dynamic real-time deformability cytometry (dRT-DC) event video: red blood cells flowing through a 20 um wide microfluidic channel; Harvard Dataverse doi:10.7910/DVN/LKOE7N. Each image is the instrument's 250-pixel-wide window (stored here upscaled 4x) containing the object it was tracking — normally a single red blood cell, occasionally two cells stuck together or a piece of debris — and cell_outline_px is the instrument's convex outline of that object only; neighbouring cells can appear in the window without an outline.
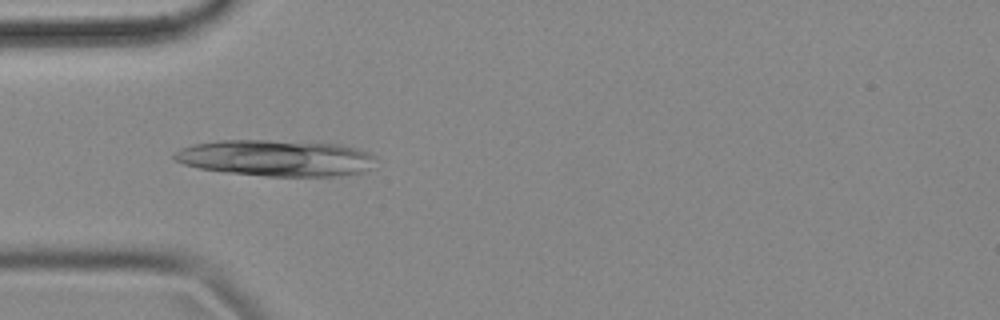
{"species": "common noctule bat (a hibernating species)", "species_latin": "Nyctalus noctula", "temperature_condition": "cold", "stored_images_in_passage": 10, "camera_frame_rate_fps": 3000, "um_per_image_px": 0.085, "animal": {"sex": "female", "body_mass_g": 18.4}, "frame": {"image": 1, "passage_image": 4, "time_ms": 1.0, "image_size_px": [1000, 320], "cell_outline_px": [[316, 148], [308, 172], [240, 172], [208, 168], [192, 164], [208, 144], [288, 144]], "centroid_in_image_um": [21.82, 13.41], "position_along_channel_um": 63.2, "area_um2": 21.68}}